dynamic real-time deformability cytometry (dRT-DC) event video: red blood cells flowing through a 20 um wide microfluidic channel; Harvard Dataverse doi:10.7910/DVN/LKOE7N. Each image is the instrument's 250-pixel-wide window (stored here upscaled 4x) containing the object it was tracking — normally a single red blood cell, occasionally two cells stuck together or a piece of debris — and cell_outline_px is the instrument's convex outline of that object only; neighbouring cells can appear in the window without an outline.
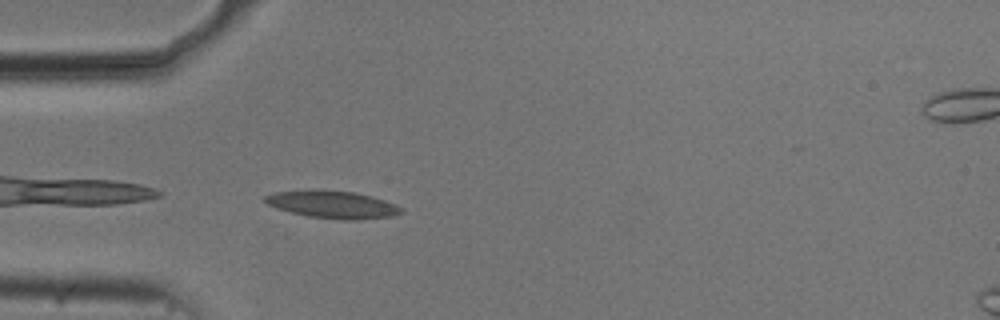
{"species": "common noctule bat (a hibernating species)", "species_latin": "Nyctalus noctula", "temperature_condition": "cold", "stored_images_in_passage": 39, "camera_frame_rate_fps": 3000, "um_per_image_px": 0.085, "animal": {"sex": "male", "body_mass_g": 20.5, "forearm_length_mm": 52.5}, "frame": {"image": 1, "passage_image": 1, "time_ms": 0.0, "image_size_px": [1000, 320], "cell_outline_px": [[404, 212], [392, 216], [356, 220], [340, 220], [308, 216], [276, 208], [268, 204], [264, 200], [264, 196], [276, 192], [308, 188], [312, 188], [356, 192], [372, 196], [396, 204], [404, 208]], "centroid_in_image_um": [28.28, 17.36], "position_along_channel_um": 56.7, "area_um2": 22.25}}
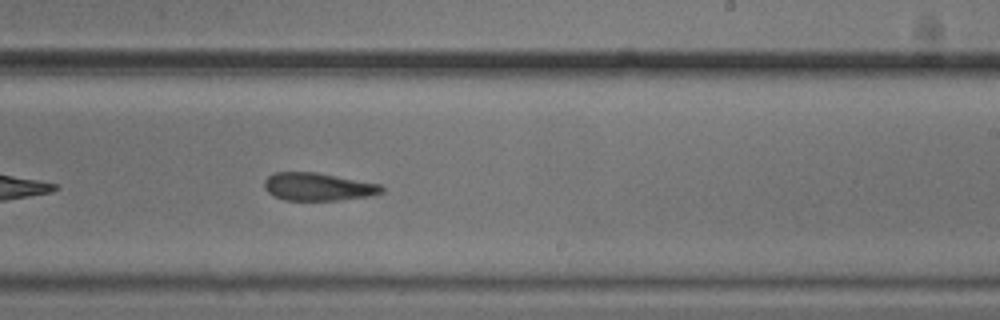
{"frame": {"image": 2, "passage_image": 18, "time_ms": 5.667, "image_size_px": [1000, 320], "cell_outline_px": [[384, 192], [368, 196], [340, 200], [284, 200], [268, 192], [264, 188], [264, 180], [272, 172], [316, 172], [380, 184], [384, 188]], "centroid_in_image_um": [27.02, 15.87], "position_along_channel_um": 262.0, "area_um2": 19.02}}
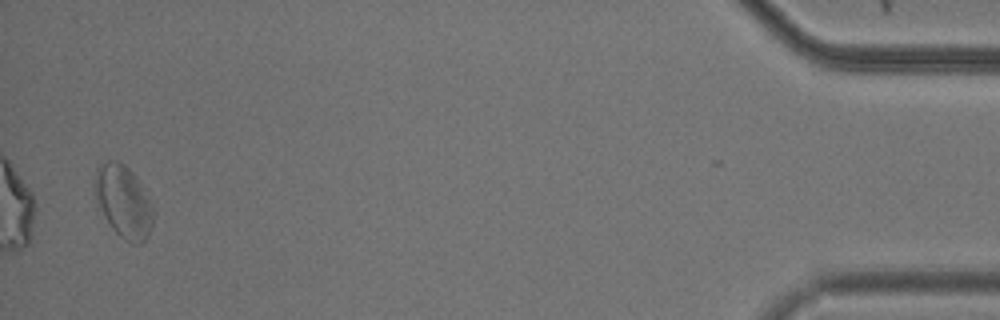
{"frame": {"image": 3, "passage_image": 38, "time_ms": 12.333, "image_size_px": [1000, 320], "cell_outline_px": [[156, 212], [148, 236], [140, 244], [132, 244], [120, 236], [112, 228], [96, 208], [96, 168], [108, 160], [116, 160], [124, 164], [136, 176], [156, 208]], "centroid_in_image_um": [10.53, 17.15], "position_along_channel_um": 424.7, "area_um2": 25.03}, "authors_computed_cell_mechanics": {"area_um2": 20.4034, "velocity_mm_per_s": 3.7024, "shape_relaxation_time_tau1_ms": 5.7216, "shape_relaxation_time_tau2_ms": 4.542, "deformation_change_tau1": 0.1273, "deformation_change_tau2": 0.13}}